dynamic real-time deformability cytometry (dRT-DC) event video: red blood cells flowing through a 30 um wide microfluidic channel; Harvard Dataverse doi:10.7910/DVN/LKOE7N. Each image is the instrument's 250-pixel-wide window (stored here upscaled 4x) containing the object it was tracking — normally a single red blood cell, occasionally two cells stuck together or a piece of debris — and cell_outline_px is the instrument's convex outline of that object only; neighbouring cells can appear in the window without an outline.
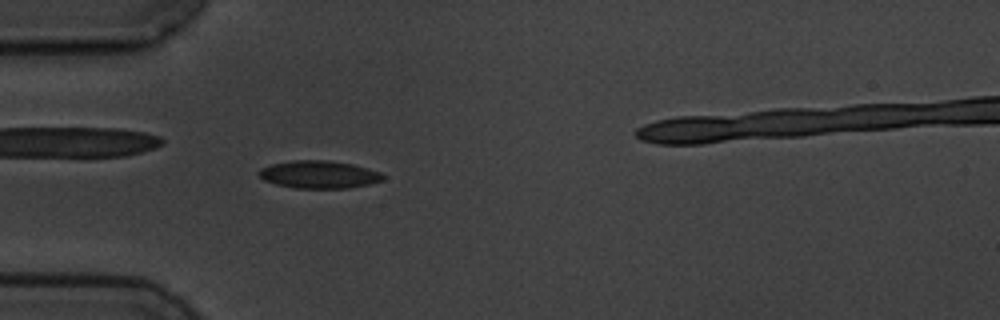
{"species": "common noctule bat (a hibernating species)", "species_latin": "Nyctalus noctula", "temperature_condition": "cold", "stored_images_in_passage": 4, "camera_frame_rate_fps": 3000, "um_per_image_px": 0.085, "animal": {"sex": "male", "body_mass_g": 19.5, "forearm_length_mm": 54.6}, "frame": {"image": 1, "passage_image": 4, "time_ms": 3.667, "image_size_px": [1000, 320], "cell_outline_px": [[384, 180], [368, 184], [348, 188], [296, 188], [276, 184], [264, 180], [260, 176], [260, 168], [272, 164], [292, 160], [328, 160], [352, 164], [380, 172], [384, 176]], "centroid_in_image_um": [27.12, 14.83], "position_along_channel_um": 57.9, "area_um2": 19.83}}